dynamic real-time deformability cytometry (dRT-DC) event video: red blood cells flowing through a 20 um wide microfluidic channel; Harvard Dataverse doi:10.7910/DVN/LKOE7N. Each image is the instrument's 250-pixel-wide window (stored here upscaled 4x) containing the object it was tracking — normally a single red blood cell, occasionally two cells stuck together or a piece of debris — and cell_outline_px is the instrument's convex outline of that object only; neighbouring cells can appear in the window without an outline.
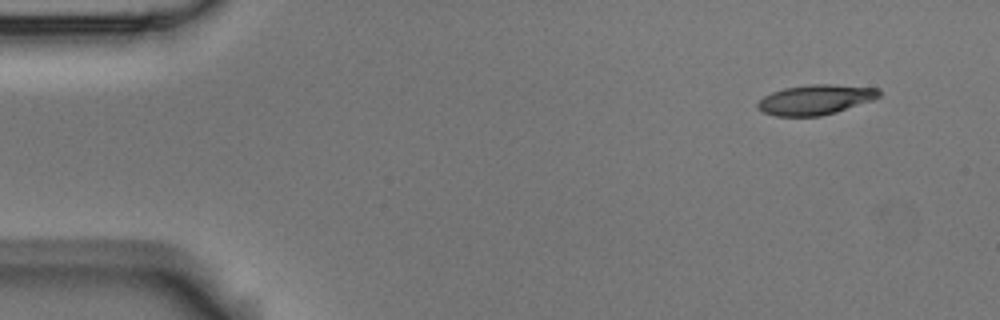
{"species": "Egyptian fruit bat (a non-hibernating species)", "species_latin": "Rousettus aegyptiacus", "temperature_condition": "room temperature", "stored_images_in_passage": 4, "camera_frame_rate_fps": 3000, "um_per_image_px": 0.085, "animal": {"sex": "male"}, "frame": {"image": 1, "passage_image": 1, "time_ms": 0.0, "image_size_px": [1000, 320], "cell_outline_px": [[880, 96], [872, 100], [836, 112], [820, 116], [776, 116], [764, 112], [756, 108], [756, 104], [764, 96], [772, 92], [784, 88], [808, 84], [832, 84], [880, 88]], "centroid_in_image_um": [69.3, 8.46], "position_along_channel_um": 15.7, "area_um2": 21.21}}
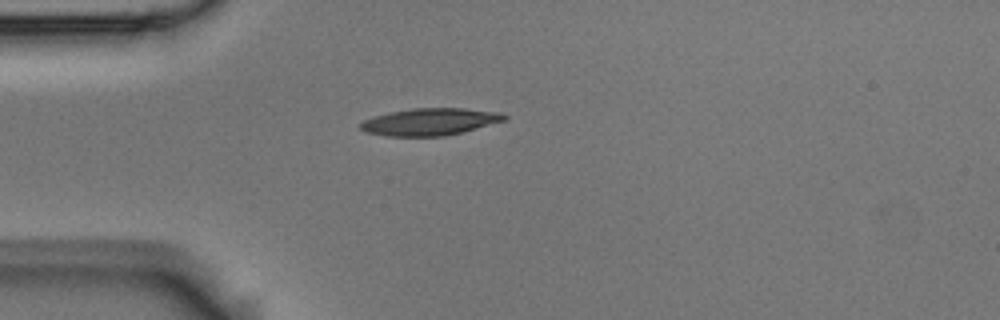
{"frame": {"image": 2, "passage_image": 4, "time_ms": 1.0, "image_size_px": [1000, 320], "cell_outline_px": [[508, 116], [504, 120], [464, 132], [444, 136], [384, 136], [364, 132], [360, 128], [360, 124], [364, 120], [376, 116], [392, 112], [412, 108], [464, 108], [500, 112]], "centroid_in_image_um": [36.55, 10.36], "position_along_channel_um": 48.5, "area_um2": 22.66}}